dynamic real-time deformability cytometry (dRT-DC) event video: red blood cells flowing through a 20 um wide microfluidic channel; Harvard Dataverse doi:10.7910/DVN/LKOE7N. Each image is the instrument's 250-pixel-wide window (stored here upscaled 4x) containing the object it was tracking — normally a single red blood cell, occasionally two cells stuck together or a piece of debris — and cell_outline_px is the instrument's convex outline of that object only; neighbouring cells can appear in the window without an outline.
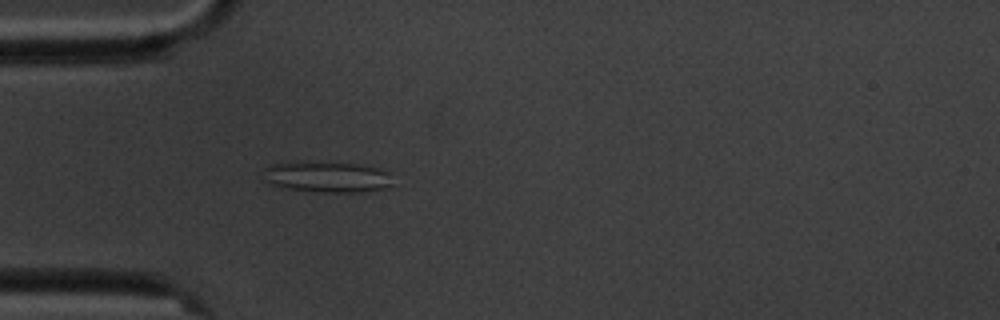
{"species": "common noctule bat (a hibernating species)", "species_latin": "Nyctalus noctula", "temperature_condition": "cold", "stored_images_in_passage": 5, "camera_frame_rate_fps": 3000, "um_per_image_px": 0.085, "animal": {"sex": "male", "body_mass_g": 20.1, "forearm_length_mm": 53.5}, "frame": {"image": 1, "passage_image": 5, "time_ms": 5.333, "image_size_px": [1000, 320], "cell_outline_px": [[396, 184], [388, 188], [360, 192], [324, 192], [280, 188], [272, 184], [268, 180], [264, 168], [272, 164], [352, 164], [376, 168], [388, 172]], "centroid_in_image_um": [27.92, 15.1], "position_along_channel_um": 57.1, "area_um2": 22.37}}